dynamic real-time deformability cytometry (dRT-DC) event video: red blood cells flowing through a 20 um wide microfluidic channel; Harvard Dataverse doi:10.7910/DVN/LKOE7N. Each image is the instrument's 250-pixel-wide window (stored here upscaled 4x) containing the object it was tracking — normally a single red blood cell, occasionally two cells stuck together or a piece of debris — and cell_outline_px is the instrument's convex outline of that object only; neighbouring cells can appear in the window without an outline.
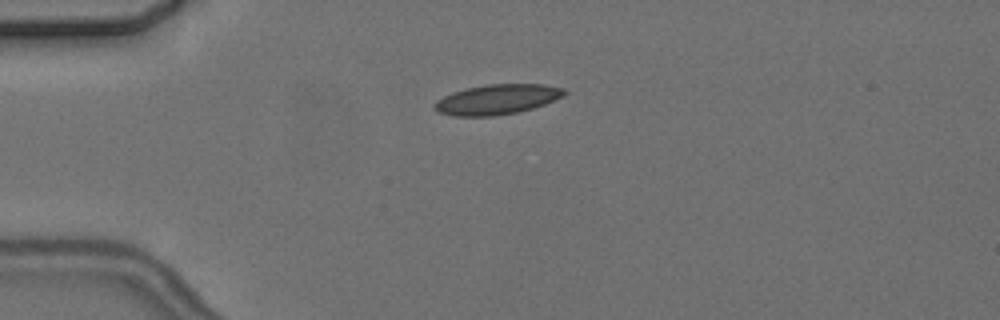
{"species": "common noctule bat (a hibernating species)", "species_latin": "Nyctalus noctula", "temperature_condition": "cold", "stored_images_in_passage": 3, "camera_frame_rate_fps": 3000, "um_per_image_px": 0.085, "animal": {"sex": "female", "body_mass_g": 24.6, "forearm_length_mm": 56.2}, "frame": {"image": 1, "passage_image": 1, "time_ms": 0.0, "image_size_px": [1000, 320], "cell_outline_px": [[568, 92], [564, 96], [544, 104], [532, 108], [516, 112], [496, 116], [452, 116], [440, 112], [432, 108], [432, 104], [436, 100], [452, 92], [468, 88], [488, 84], [544, 84], [564, 88]], "centroid_in_image_um": [42.24, 8.45], "position_along_channel_um": 42.8, "area_um2": 22.77}}